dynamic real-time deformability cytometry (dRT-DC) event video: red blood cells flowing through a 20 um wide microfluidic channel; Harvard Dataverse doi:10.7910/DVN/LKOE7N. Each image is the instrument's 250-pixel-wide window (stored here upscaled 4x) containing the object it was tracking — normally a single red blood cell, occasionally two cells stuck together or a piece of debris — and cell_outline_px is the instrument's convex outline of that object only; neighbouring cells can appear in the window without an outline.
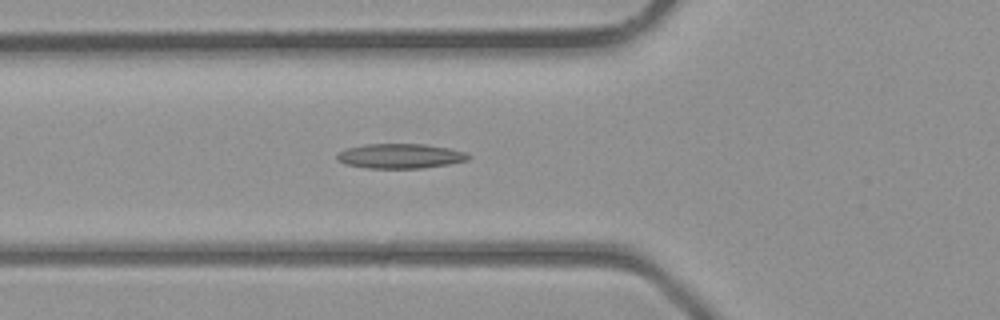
{"species": "common noctule bat (a hibernating species)", "species_latin": "Nyctalus noctula", "temperature_condition": "room temperature", "stored_images_in_passage": 35, "camera_frame_rate_fps": 3000, "um_per_image_px": 0.085, "animal": {"sex": "male", "body_mass_g": 23.1, "forearm_length_mm": 52.7}, "frame": {"image": 1, "passage_image": 10, "time_ms": 3.0, "image_size_px": [1000, 320], "cell_outline_px": [[472, 156], [468, 160], [448, 164], [420, 168], [368, 168], [344, 164], [336, 160], [336, 156], [344, 148], [364, 144], [424, 144], [448, 148], [468, 152]], "centroid_in_image_um": [34.01, 13.26], "position_along_channel_um": 91.8, "area_um2": 19.07}}
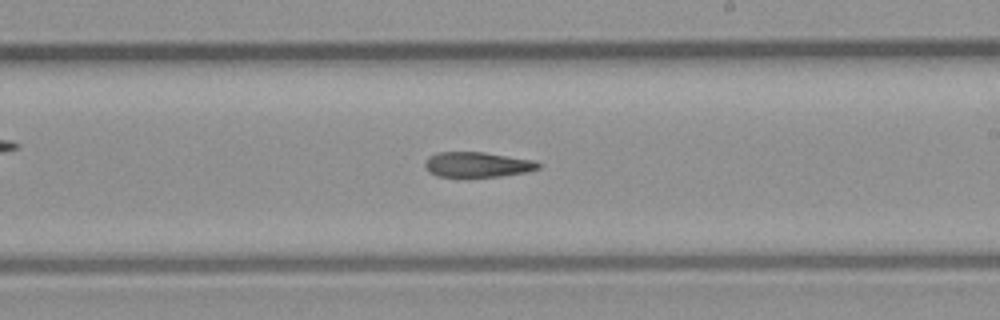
{"frame": {"image": 2, "passage_image": 19, "time_ms": 6.0, "image_size_px": [1000, 320], "cell_outline_px": [[540, 168], [524, 172], [500, 176], [464, 180], [436, 176], [428, 172], [424, 164], [428, 156], [436, 152], [484, 152], [532, 160], [540, 164]], "centroid_in_image_um": [40.47, 14.04], "position_along_channel_um": 248.5, "area_um2": 17.34}}
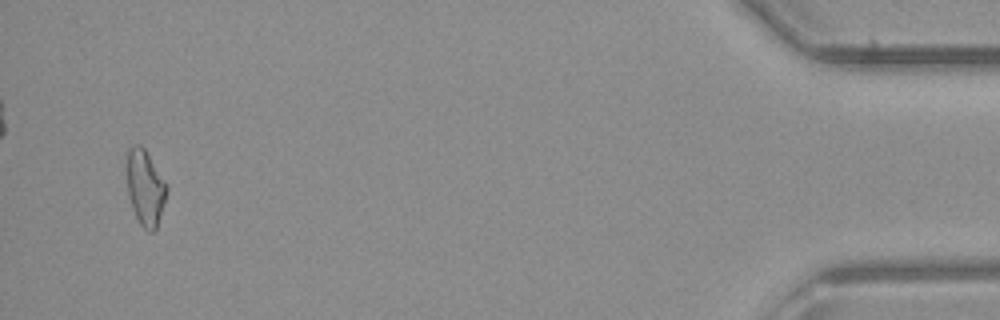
{"frame": {"image": 3, "passage_image": 34, "time_ms": 11.0, "image_size_px": [1000, 320], "cell_outline_px": [[168, 192], [156, 228], [152, 232], [148, 232], [140, 224], [132, 208], [128, 196], [128, 148], [132, 144], [140, 144], [144, 148], [168, 184]], "centroid_in_image_um": [12.37, 15.95], "position_along_channel_um": 422.8, "area_um2": 17.51}}